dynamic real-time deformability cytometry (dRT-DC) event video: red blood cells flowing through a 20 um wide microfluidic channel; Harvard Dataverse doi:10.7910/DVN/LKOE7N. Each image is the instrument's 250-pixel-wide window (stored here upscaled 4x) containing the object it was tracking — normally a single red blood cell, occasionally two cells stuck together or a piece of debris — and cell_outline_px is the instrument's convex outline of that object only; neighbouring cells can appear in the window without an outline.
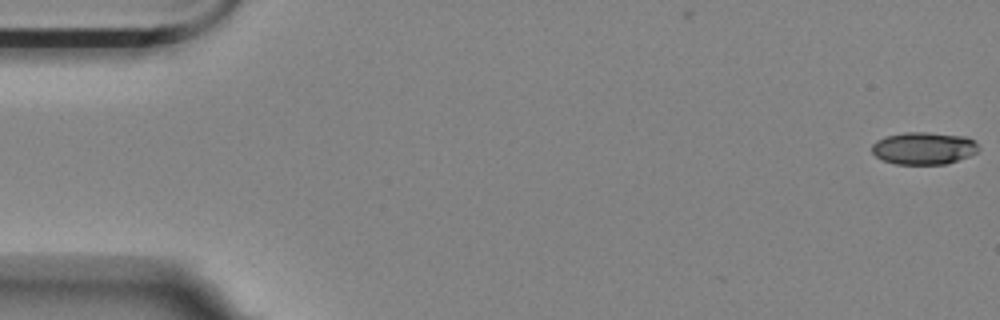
{"species": "Egyptian fruit bat (a non-hibernating species)", "species_latin": "Rousettus aegyptiacus", "temperature_condition": "room temperature", "stored_images_in_passage": 15, "camera_frame_rate_fps": 3000, "um_per_image_px": 0.085, "animal": {"sex": "female"}, "frame": {"image": 1, "passage_image": 1, "time_ms": 0.0, "image_size_px": [1000, 320], "cell_outline_px": [[980, 148], [976, 152], [968, 156], [948, 164], [896, 164], [884, 160], [876, 156], [872, 152], [872, 144], [876, 140], [884, 136], [904, 132], [928, 132], [964, 136], [972, 140]], "centroid_in_image_um": [78.49, 12.59], "position_along_channel_um": 6.5, "area_um2": 20.11}}
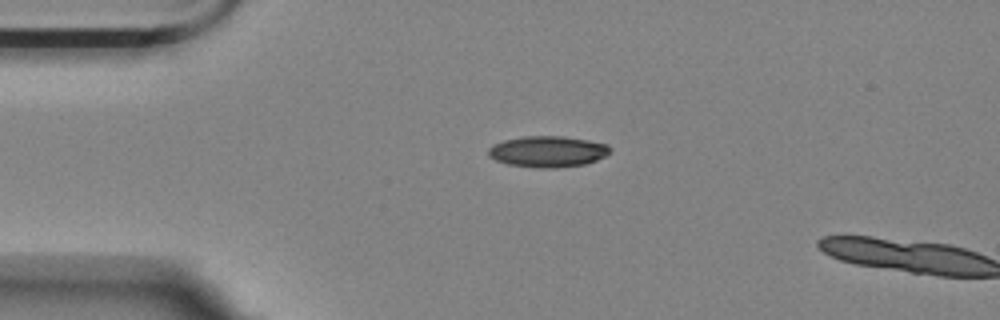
{"frame": {"image": 2, "passage_image": 13, "time_ms": 4.0, "image_size_px": [1000, 320], "cell_outline_px": [[612, 152], [596, 160], [584, 164], [552, 168], [548, 168], [508, 164], [496, 160], [488, 156], [488, 148], [504, 140], [524, 136], [564, 136], [588, 140], [608, 144], [612, 148]], "centroid_in_image_um": [46.59, 12.87], "position_along_channel_um": 38.4, "area_um2": 21.91}}